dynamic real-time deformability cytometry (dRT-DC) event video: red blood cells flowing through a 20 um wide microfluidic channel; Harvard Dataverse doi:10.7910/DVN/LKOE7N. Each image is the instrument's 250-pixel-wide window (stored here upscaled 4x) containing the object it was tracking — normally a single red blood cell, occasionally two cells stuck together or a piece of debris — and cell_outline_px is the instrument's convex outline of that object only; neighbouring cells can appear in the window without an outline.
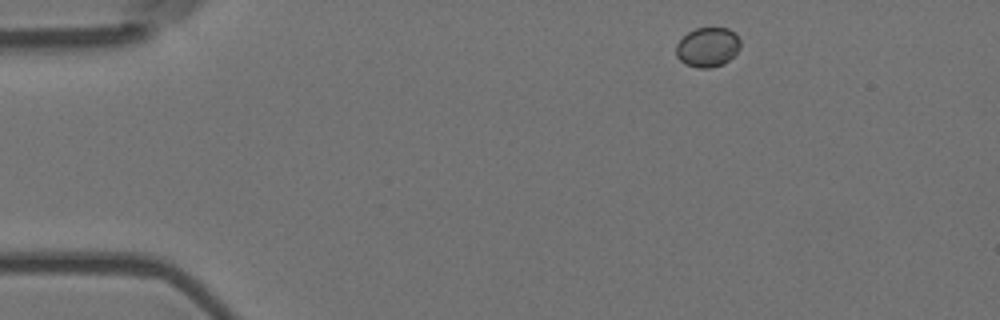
{"species": "Egyptian fruit bat (a non-hibernating species)", "species_latin": "Rousettus aegyptiacus", "temperature_condition": "room temperature", "stored_images_in_passage": 3, "camera_frame_rate_fps": 3000, "um_per_image_px": 0.085, "animal": {"sex": "female"}, "frame": {"image": 1, "passage_image": 1, "time_ms": 0.0, "image_size_px": [1000, 320], "cell_outline_px": [[740, 48], [724, 64], [712, 68], [696, 68], [684, 64], [676, 56], [676, 44], [688, 32], [696, 28], [728, 28], [736, 32], [740, 40]], "centroid_in_image_um": [60.15, 4.01], "position_along_channel_um": 24.9, "area_um2": 14.97}}